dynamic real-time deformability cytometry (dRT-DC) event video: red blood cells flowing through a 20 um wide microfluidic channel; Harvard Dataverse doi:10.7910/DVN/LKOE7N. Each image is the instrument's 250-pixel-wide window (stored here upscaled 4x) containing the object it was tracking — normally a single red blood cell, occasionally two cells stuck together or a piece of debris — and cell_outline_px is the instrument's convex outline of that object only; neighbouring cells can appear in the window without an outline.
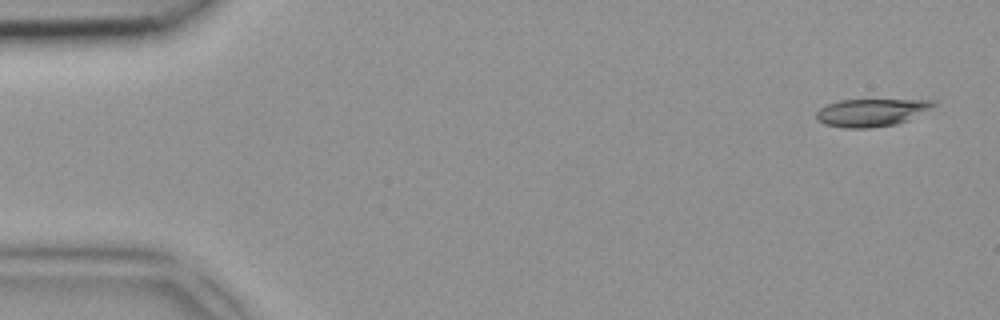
{"species": "common noctule bat (a hibernating species)", "species_latin": "Nyctalus noctula", "temperature_condition": "room temperature", "stored_images_in_passage": 3, "camera_frame_rate_fps": 3000, "um_per_image_px": 0.085, "animal": {"sex": "female", "body_mass_g": 18.4}, "frame": {"image": 1, "passage_image": 1, "time_ms": 0.0, "image_size_px": [1000, 320], "cell_outline_px": [[940, 104], [908, 120], [896, 124], [868, 128], [844, 128], [824, 124], [816, 120], [816, 112], [820, 108], [828, 104], [840, 100], [936, 100]], "centroid_in_image_um": [74.08, 9.56], "position_along_channel_um": 10.9, "area_um2": 18.96}}
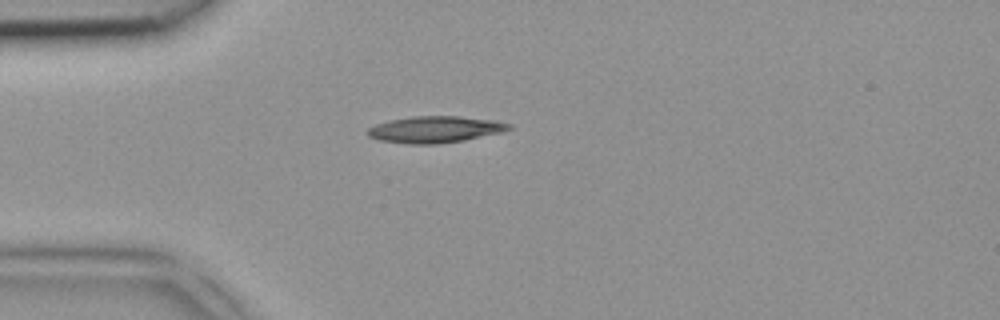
{"frame": {"image": 2, "passage_image": 3, "time_ms": 0.667, "image_size_px": [1000, 320], "cell_outline_px": [[512, 128], [504, 132], [464, 140], [436, 144], [408, 144], [380, 140], [368, 136], [364, 132], [368, 128], [376, 124], [392, 120], [412, 116], [460, 116], [496, 120], [512, 124]], "centroid_in_image_um": [37.01, 11.0], "position_along_channel_um": 48.0, "area_um2": 22.02}}